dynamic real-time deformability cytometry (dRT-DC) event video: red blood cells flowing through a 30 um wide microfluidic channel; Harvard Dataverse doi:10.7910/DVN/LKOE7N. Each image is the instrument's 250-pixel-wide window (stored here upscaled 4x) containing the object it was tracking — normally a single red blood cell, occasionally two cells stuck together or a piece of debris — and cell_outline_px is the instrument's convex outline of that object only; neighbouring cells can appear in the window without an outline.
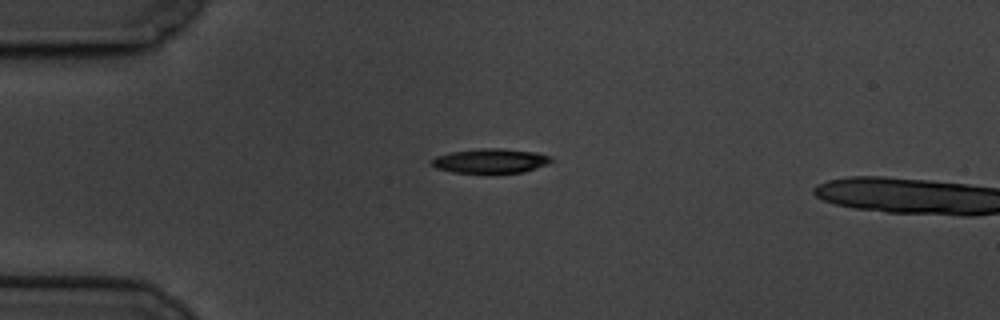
{"species": "common noctule bat (a hibernating species)", "species_latin": "Nyctalus noctula", "temperature_condition": "cold", "stored_images_in_passage": 4, "camera_frame_rate_fps": 3000, "um_per_image_px": 0.085, "animal": {"sex": "male", "body_mass_g": 19.5, "forearm_length_mm": 54.6}, "frame": {"image": 1, "passage_image": 1, "time_ms": 0.0, "image_size_px": [1000, 320], "cell_outline_px": [[556, 160], [548, 164], [524, 172], [452, 172], [436, 168], [432, 164], [432, 160], [436, 156], [452, 152], [484, 148], [500, 148], [536, 152], [548, 156]], "centroid_in_image_um": [41.73, 13.66], "position_along_channel_um": 43.3, "area_um2": 16.76}}